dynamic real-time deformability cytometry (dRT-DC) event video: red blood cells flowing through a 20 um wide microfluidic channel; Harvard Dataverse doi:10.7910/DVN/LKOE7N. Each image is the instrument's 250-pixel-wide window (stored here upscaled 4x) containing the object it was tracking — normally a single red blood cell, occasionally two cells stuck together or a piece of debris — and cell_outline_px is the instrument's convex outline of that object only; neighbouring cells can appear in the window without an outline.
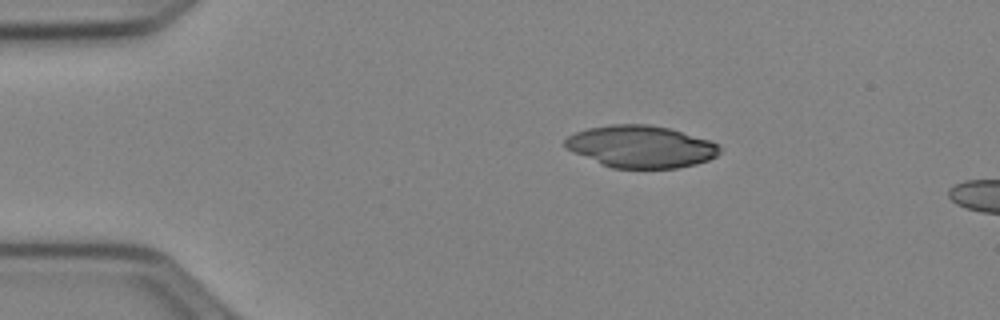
{"species": "Egyptian fruit bat (a non-hibernating species)", "species_latin": "Rousettus aegyptiacus", "temperature_condition": "cold", "stored_images_in_passage": 6, "camera_frame_rate_fps": 3000, "um_per_image_px": 0.085, "animal": {"sex": "female"}, "frame": {"image": 1, "passage_image": 2, "time_ms": 0.333, "image_size_px": [1000, 320], "cell_outline_px": [[720, 152], [716, 156], [708, 160], [696, 164], [676, 168], [612, 168], [564, 148], [564, 140], [568, 136], [576, 132], [588, 128], [612, 124], [648, 124], [668, 128], [708, 140], [720, 144]], "centroid_in_image_um": [54.47, 12.46], "position_along_channel_um": 30.5, "area_um2": 37.74}}